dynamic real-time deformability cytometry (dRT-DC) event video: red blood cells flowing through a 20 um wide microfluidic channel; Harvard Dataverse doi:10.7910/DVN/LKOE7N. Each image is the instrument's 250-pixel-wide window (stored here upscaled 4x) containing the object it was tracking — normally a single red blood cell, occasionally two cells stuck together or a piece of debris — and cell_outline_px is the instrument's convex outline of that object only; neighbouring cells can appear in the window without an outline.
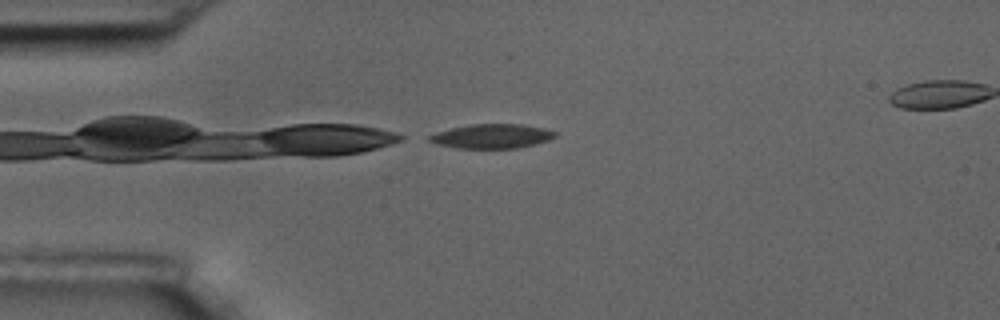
{"species": "common noctule bat (a hibernating species)", "species_latin": "Nyctalus noctula", "temperature_condition": "room temperature", "stored_images_in_passage": 3, "camera_frame_rate_fps": 3000, "um_per_image_px": 0.085, "animal": {"sex": "male", "body_mass_g": 17.5, "forearm_length_mm": 52.3}, "frame": {"image": 1, "passage_image": 3, "time_ms": 0.667, "image_size_px": [1000, 320], "cell_outline_px": [[556, 136], [548, 140], [536, 144], [520, 148], [456, 148], [436, 144], [428, 140], [428, 136], [436, 132], [452, 128], [472, 124], [520, 124], [544, 128], [556, 132]], "centroid_in_image_um": [41.81, 11.58], "position_along_channel_um": 43.2, "area_um2": 17.8}}